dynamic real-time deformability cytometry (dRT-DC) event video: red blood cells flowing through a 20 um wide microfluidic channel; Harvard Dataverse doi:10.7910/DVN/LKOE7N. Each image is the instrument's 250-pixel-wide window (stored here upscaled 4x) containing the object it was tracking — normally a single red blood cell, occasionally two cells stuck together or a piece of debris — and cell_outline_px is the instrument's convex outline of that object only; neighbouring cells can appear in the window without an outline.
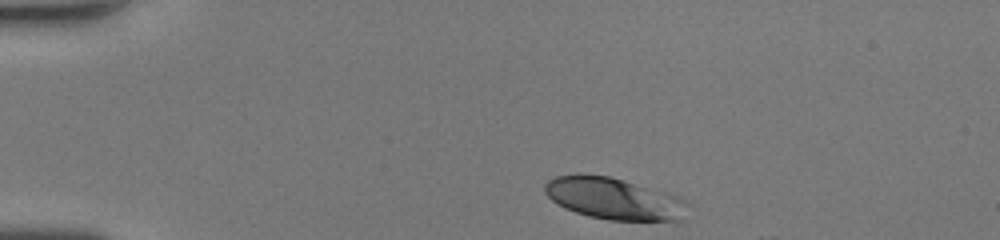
{"species": "human", "species_latin": "Homo sapiens", "temperature_condition": "room temperature", "stored_images_in_passage": 32, "camera_frame_rate_fps": 3000, "um_per_image_px": 0.085, "donor": {"sex": "female"}, "frame": {"image": 1, "passage_image": 1, "time_ms": 0.0, "image_size_px": [1000, 240], "cell_outline_px": [[672, 220], [608, 220], [588, 216], [564, 208], [552, 200], [544, 192], [544, 184], [548, 180], [556, 176], [576, 172], [580, 172], [608, 176], [644, 188], [668, 212]], "centroid_in_image_um": [51.35, 16.8], "position_along_channel_um": 33.7, "area_um2": 29.88}}
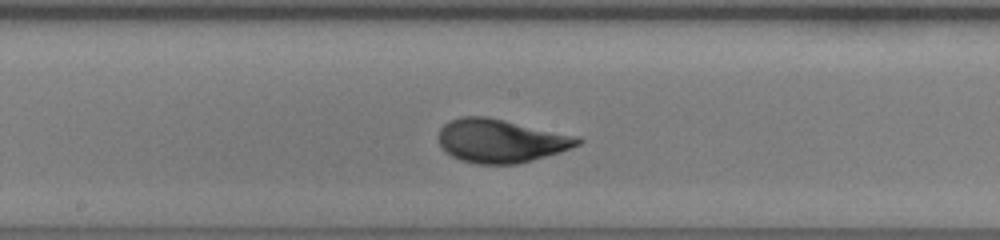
{"frame": {"image": 2, "passage_image": 18, "time_ms": 5.667, "image_size_px": [1000, 240], "cell_outline_px": [[584, 140], [580, 144], [532, 160], [516, 164], [476, 164], [460, 160], [444, 152], [436, 136], [440, 128], [444, 124], [460, 116], [488, 116], [580, 136]], "centroid_in_image_um": [42.53, 11.95], "position_along_channel_um": 205.7, "area_um2": 35.49}}
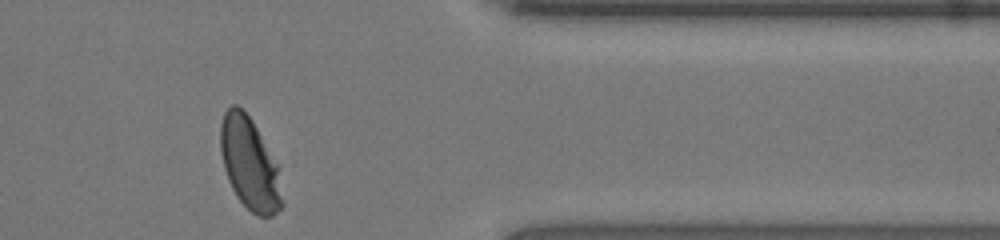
{"frame": {"image": 3, "passage_image": 32, "time_ms": 10.333, "image_size_px": [1000, 240], "cell_outline_px": [[284, 204], [272, 216], [256, 216], [236, 196], [228, 180], [224, 168], [220, 152], [220, 124], [224, 112], [232, 104], [236, 104], [252, 120], [276, 164]], "centroid_in_image_um": [21.19, 13.93], "position_along_channel_um": 390.2, "area_um2": 32.6}, "authors_computed_cell_mechanics": {"area_um2": 34.1598, "velocity_mm_per_s": 4.2375, "shape_relaxation_time_tau1_ms": 3.0232, "shape_relaxation_time_tau2_ms": null, "deformation_change_tau1": 0.1658, "deformation_change_tau2": null}}